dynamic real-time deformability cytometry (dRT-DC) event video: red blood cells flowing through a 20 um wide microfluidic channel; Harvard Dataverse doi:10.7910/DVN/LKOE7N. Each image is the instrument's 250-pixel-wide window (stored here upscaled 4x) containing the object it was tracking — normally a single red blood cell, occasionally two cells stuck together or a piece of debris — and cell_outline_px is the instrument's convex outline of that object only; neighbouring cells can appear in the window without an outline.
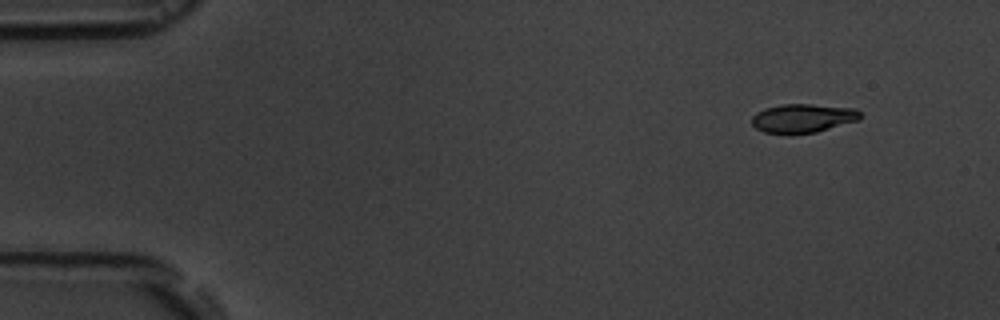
{"species": "common noctule bat (a hibernating species)", "species_latin": "Nyctalus noctula", "temperature_condition": "room temperature", "stored_images_in_passage": 3, "camera_frame_rate_fps": 3000, "um_per_image_px": 0.085, "animal": {"sex": "male", "body_mass_g": 19.5, "forearm_length_mm": 54.6}, "frame": {"image": 1, "passage_image": 1, "time_ms": 0.0, "image_size_px": [1000, 320], "cell_outline_px": [[860, 120], [816, 132], [764, 132], [756, 128], [752, 124], [752, 116], [756, 112], [764, 108], [784, 104], [812, 104], [856, 108], [860, 112]], "centroid_in_image_um": [68.27, 10.02], "position_along_channel_um": 16.7, "area_um2": 17.92}}